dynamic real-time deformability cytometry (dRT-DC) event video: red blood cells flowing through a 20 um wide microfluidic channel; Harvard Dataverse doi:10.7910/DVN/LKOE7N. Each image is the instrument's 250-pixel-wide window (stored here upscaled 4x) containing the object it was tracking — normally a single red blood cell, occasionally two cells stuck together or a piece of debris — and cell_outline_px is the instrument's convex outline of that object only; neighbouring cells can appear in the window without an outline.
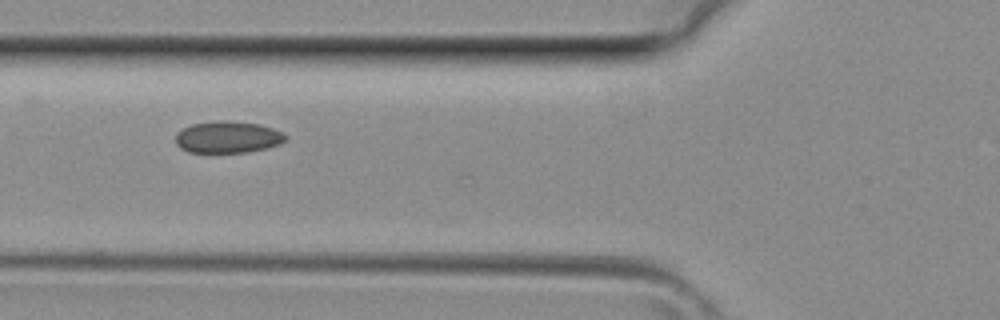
{"species": "common noctule bat (a hibernating species)", "species_latin": "Nyctalus noctula", "temperature_condition": "room temperature", "stored_images_in_passage": 8, "camera_frame_rate_fps": 3000, "um_per_image_px": 0.085, "animal": {"sex": "female", "body_mass_g": 29.2, "forearm_length_mm": 56.3}, "frame": {"image": 1, "passage_image": 5, "time_ms": 1.333, "image_size_px": [1000, 320], "cell_outline_px": [[288, 136], [280, 144], [264, 148], [244, 152], [188, 152], [180, 148], [176, 144], [176, 132], [192, 124], [220, 120], [228, 120], [260, 124], [284, 132]], "centroid_in_image_um": [19.36, 11.64], "position_along_channel_um": 106.4, "area_um2": 20.35}}
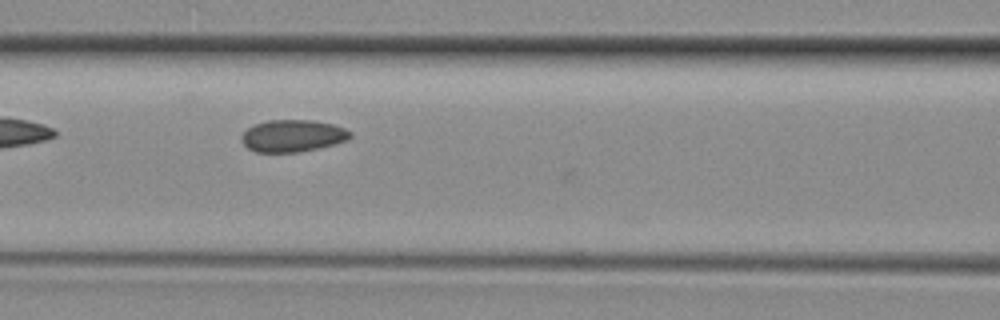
{"frame": {"image": 2, "passage_image": 7, "time_ms": 2.0, "image_size_px": [1000, 320], "cell_outline_px": [[352, 136], [348, 140], [300, 152], [256, 152], [248, 148], [244, 144], [240, 136], [252, 124], [268, 120], [312, 120], [332, 124], [344, 128], [352, 132]], "centroid_in_image_um": [24.86, 11.53], "position_along_channel_um": 141.7, "area_um2": 20.29}}